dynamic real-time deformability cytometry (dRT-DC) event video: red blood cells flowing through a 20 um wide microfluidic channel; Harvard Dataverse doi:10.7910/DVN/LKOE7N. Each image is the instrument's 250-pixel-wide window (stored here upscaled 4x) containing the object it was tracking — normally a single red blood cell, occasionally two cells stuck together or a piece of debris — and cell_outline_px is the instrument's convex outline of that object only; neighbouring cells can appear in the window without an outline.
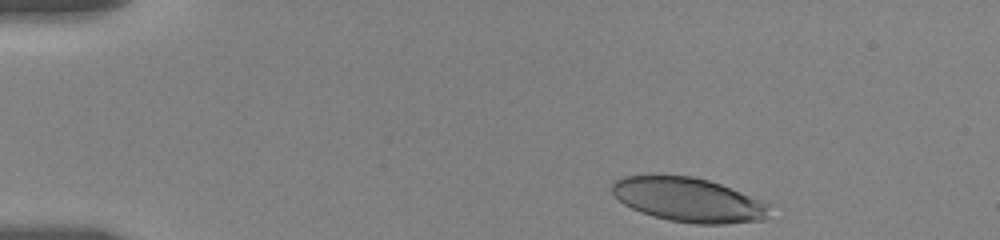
{"species": "human", "species_latin": "Homo sapiens", "temperature_condition": "room temperature", "stored_images_in_passage": 26, "camera_frame_rate_fps": 3000, "um_per_image_px": 0.085, "donor": {"sex": "female"}, "frame": {"image": 1, "passage_image": 1, "time_ms": 0.0, "image_size_px": [1000, 240], "cell_outline_px": [[768, 204], [764, 220], [724, 224], [696, 224], [668, 220], [652, 216], [640, 212], [624, 204], [612, 192], [612, 184], [616, 180], [624, 176], [692, 176], [708, 180], [720, 184], [760, 200]], "centroid_in_image_um": [58.49, 16.99], "position_along_channel_um": 26.5, "area_um2": 39.94}}
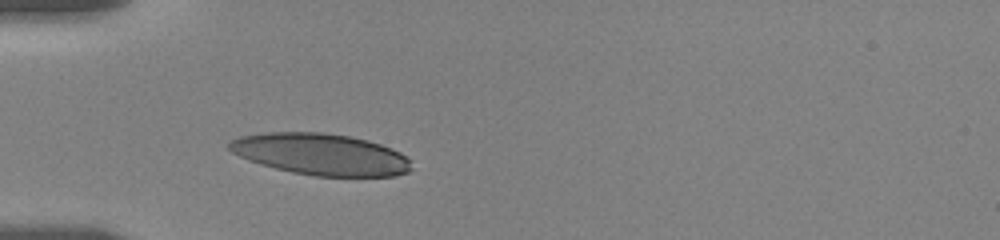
{"frame": {"image": 2, "passage_image": 22, "time_ms": 3.0, "image_size_px": [1000, 240], "cell_outline_px": [[412, 168], [408, 172], [396, 176], [312, 176], [292, 172], [260, 164], [240, 156], [232, 152], [228, 148], [228, 144], [232, 140], [240, 136], [264, 132], [324, 132], [348, 136], [368, 140], [392, 148], [400, 152], [408, 160]], "centroid_in_image_um": [27.26, 13.11], "position_along_channel_um": 57.7, "area_um2": 44.04}}